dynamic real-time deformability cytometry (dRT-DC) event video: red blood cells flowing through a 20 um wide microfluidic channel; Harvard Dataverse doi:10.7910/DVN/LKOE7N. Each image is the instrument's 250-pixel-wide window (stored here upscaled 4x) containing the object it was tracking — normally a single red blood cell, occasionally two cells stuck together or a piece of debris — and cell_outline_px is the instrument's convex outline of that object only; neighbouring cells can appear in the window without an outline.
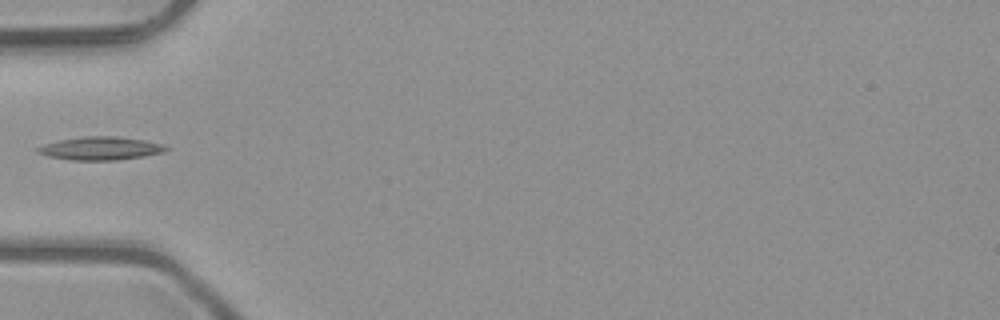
{"species": "common noctule bat (a hibernating species)", "species_latin": "Nyctalus noctula", "temperature_condition": "room temperature", "stored_images_in_passage": 6, "camera_frame_rate_fps": 3000, "um_per_image_px": 0.085, "animal": {"sex": "male", "body_mass_g": 23.1, "forearm_length_mm": 52.7}, "frame": {"image": 1, "passage_image": 5, "time_ms": 1.333, "image_size_px": [1000, 320], "cell_outline_px": [[172, 148], [164, 152], [144, 156], [116, 160], [72, 160], [48, 156], [36, 152], [36, 148], [44, 144], [60, 140], [88, 136], [116, 136], [144, 140], [160, 144]], "centroid_in_image_um": [8.56, 12.61], "position_along_channel_um": 76.4, "area_um2": 17.22}}
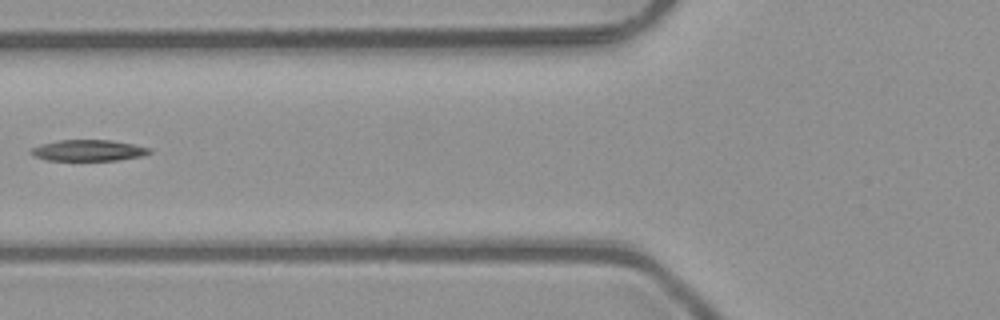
{"frame": {"image": 2, "passage_image": 6, "time_ms": 1.667, "image_size_px": [1000, 320], "cell_outline_px": [[152, 152], [140, 156], [116, 160], [44, 160], [28, 152], [32, 148], [40, 144], [60, 140], [112, 140], [152, 148]], "centroid_in_image_um": [7.5, 12.78], "position_along_channel_um": 118.3, "area_um2": 14.51}}